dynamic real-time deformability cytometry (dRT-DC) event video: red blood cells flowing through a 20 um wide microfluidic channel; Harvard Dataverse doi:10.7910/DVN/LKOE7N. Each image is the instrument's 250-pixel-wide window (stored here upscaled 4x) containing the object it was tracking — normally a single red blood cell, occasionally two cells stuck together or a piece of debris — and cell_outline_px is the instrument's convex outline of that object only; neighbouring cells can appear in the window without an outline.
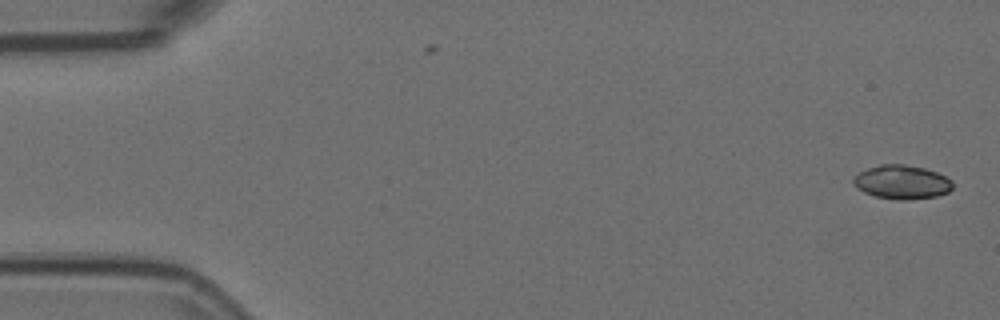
{"species": "Egyptian fruit bat (a non-hibernating species)", "species_latin": "Rousettus aegyptiacus", "temperature_condition": "room temperature", "stored_images_in_passage": 31, "camera_frame_rate_fps": 3000, "um_per_image_px": 0.085, "animal": {"sex": "female"}, "frame": {"image": 1, "passage_image": 1, "time_ms": 0.0, "image_size_px": [1000, 320], "cell_outline_px": [[952, 188], [948, 192], [936, 196], [904, 200], [896, 200], [876, 196], [864, 192], [856, 188], [852, 184], [852, 180], [860, 172], [868, 168], [880, 164], [904, 164], [924, 168], [936, 172], [952, 180]], "centroid_in_image_um": [76.64, 15.48], "position_along_channel_um": 8.4, "area_um2": 19.54}}
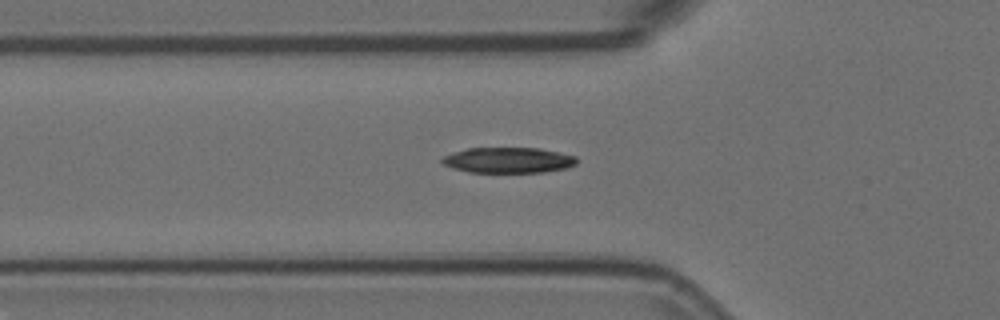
{"frame": {"image": 2, "passage_image": 18, "time_ms": 5.667, "image_size_px": [1000, 320], "cell_outline_px": [[580, 160], [576, 164], [568, 168], [544, 172], [468, 172], [452, 168], [444, 164], [440, 160], [444, 156], [452, 152], [468, 148], [540, 148], [576, 156]], "centroid_in_image_um": [43.23, 13.61], "position_along_channel_um": 82.6, "area_um2": 20.23}}
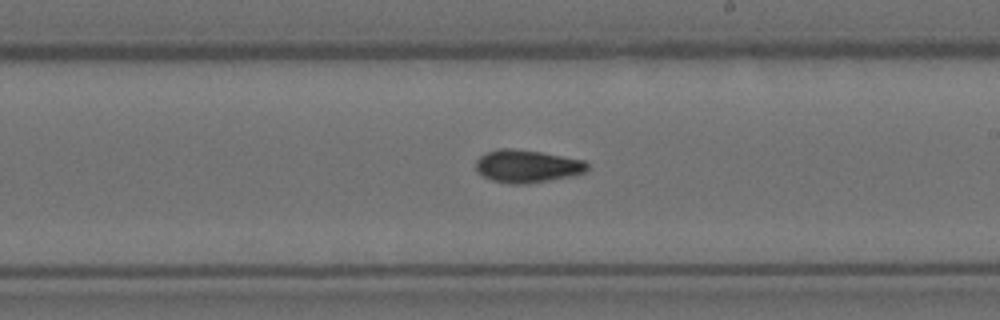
{"frame": {"image": 3, "passage_image": 31, "time_ms": 10.0, "image_size_px": [1000, 320], "cell_outline_px": [[588, 168], [584, 172], [572, 176], [548, 180], [520, 184], [512, 184], [492, 180], [476, 172], [476, 160], [480, 156], [488, 152], [500, 148], [512, 148], [540, 152], [584, 160], [588, 164]], "centroid_in_image_um": [44.79, 14.12], "position_along_channel_um": 244.2, "area_um2": 21.04}}